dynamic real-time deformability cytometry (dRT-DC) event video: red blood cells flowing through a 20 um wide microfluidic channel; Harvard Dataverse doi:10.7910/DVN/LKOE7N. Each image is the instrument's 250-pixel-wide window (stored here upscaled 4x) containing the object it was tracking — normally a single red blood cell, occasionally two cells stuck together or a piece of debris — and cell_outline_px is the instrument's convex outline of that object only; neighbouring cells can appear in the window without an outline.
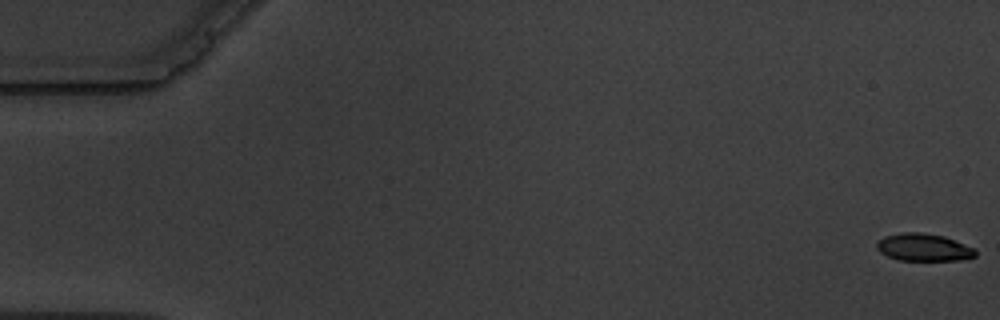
{"species": "common noctule bat (a hibernating species)", "species_latin": "Nyctalus noctula", "temperature_condition": "warm", "stored_images_in_passage": 4, "camera_frame_rate_fps": 3000, "um_per_image_px": 0.085, "animal": {"sex": "male", "body_mass_g": 19.5, "forearm_length_mm": 54.6}, "frame": {"image": 1, "passage_image": 1, "time_ms": 0.0, "image_size_px": [1000, 320], "cell_outline_px": [[976, 256], [960, 260], [900, 260], [888, 256], [880, 252], [876, 248], [876, 244], [884, 236], [900, 232], [920, 232], [944, 236], [976, 248]], "centroid_in_image_um": [78.52, 21.02], "position_along_channel_um": 6.5, "area_um2": 15.84}}